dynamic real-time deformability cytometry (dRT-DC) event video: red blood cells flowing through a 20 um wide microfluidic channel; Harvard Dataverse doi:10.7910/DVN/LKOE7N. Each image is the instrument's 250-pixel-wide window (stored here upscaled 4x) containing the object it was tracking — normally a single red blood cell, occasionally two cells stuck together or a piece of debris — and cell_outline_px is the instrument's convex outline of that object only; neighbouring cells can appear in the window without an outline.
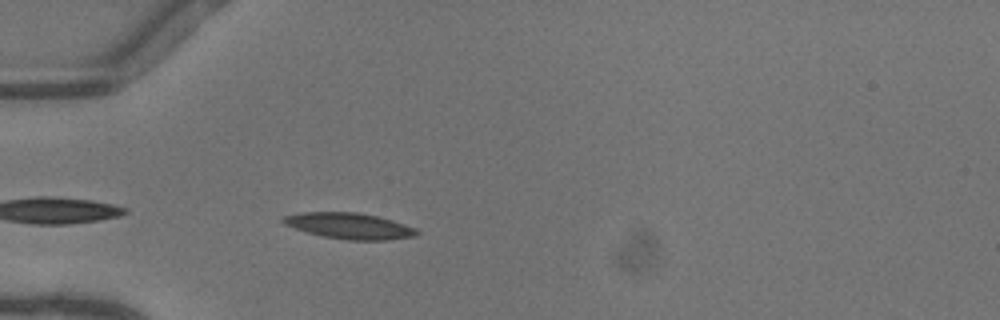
{"species": "common noctule bat (a hibernating species)", "species_latin": "Nyctalus noctula", "temperature_condition": "warm", "stored_images_in_passage": 37, "camera_frame_rate_fps": 3000, "um_per_image_px": 0.085, "animal": {"sex": "female"}, "frame": {"image": 1, "passage_image": 2, "time_ms": 0.333, "image_size_px": [1000, 320], "cell_outline_px": [[420, 232], [416, 236], [388, 240], [348, 240], [320, 236], [284, 224], [280, 220], [280, 216], [300, 212], [356, 212], [376, 216], [404, 224], [416, 228]], "centroid_in_image_um": [29.66, 19.2], "position_along_channel_um": 55.3, "area_um2": 20.29}}
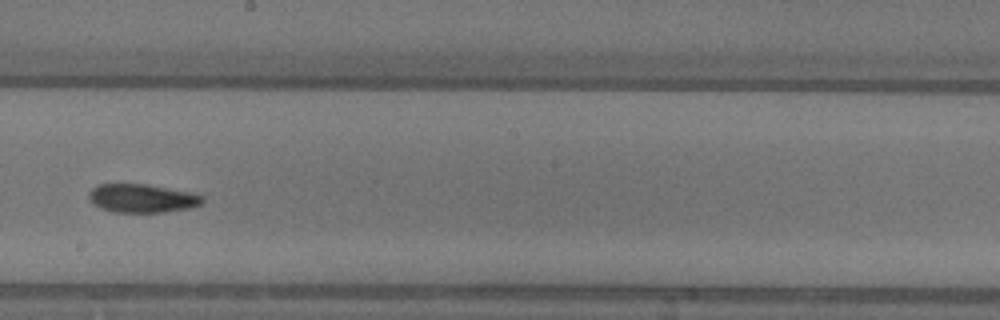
{"frame": {"image": 2, "passage_image": 16, "time_ms": 5.0, "image_size_px": [1000, 320], "cell_outline_px": [[204, 200], [200, 204], [188, 208], [164, 212], [116, 212], [100, 208], [88, 196], [88, 192], [96, 184], [148, 184], [192, 192], [204, 196]], "centroid_in_image_um": [12.09, 16.84], "position_along_channel_um": 236.1, "area_um2": 18.84}}
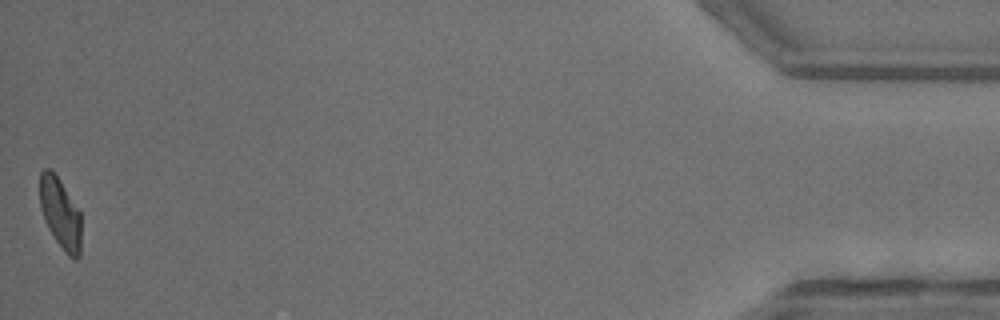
{"frame": {"image": 3, "passage_image": 37, "time_ms": 12.0, "image_size_px": [1000, 320], "cell_outline_px": [[80, 256], [76, 260], [72, 260], [64, 252], [48, 228], [44, 220], [40, 208], [40, 172], [44, 168], [48, 168], [60, 180], [80, 212]], "centroid_in_image_um": [5.12, 18.17], "position_along_channel_um": 430.1, "area_um2": 16.99}, "authors_computed_cell_mechanics": {"area_um2": 18.7272, "velocity_mm_per_s": 4.1027, "shape_relaxation_time_tau1_ms": 8.838, "shape_relaxation_time_tau2_ms": 4.1863, "deformation_change_tau1": 0.217, "deformation_change_tau2": 0.1176}}